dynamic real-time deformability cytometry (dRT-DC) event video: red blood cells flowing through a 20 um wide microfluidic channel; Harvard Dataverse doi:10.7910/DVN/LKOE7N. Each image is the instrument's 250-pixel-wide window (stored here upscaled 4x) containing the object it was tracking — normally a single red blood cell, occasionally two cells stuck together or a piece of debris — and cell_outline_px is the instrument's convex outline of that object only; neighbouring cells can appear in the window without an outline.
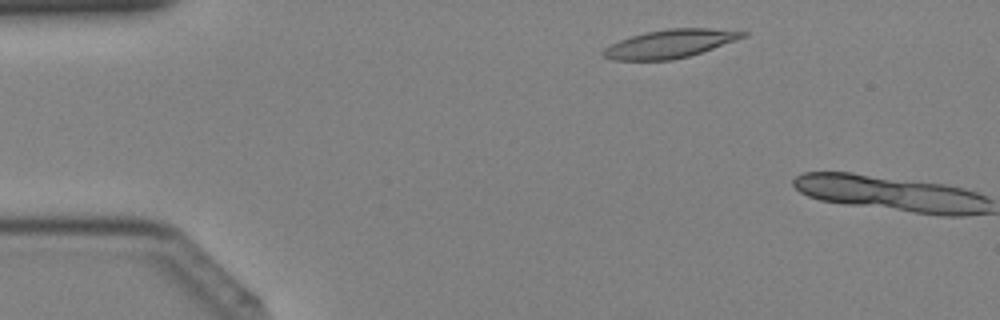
{"species": "Egyptian fruit bat (a non-hibernating species)", "species_latin": "Rousettus aegyptiacus", "temperature_condition": "cold", "stored_images_in_passage": 6, "camera_frame_rate_fps": 3000, "um_per_image_px": 0.085, "animal": {"sex": "female"}, "frame": {"image": 1, "passage_image": 4, "time_ms": 1.0, "image_size_px": [1000, 320], "cell_outline_px": [[748, 32], [744, 36], [712, 48], [688, 56], [672, 60], [612, 60], [604, 56], [600, 52], [604, 48], [620, 40], [644, 32], [668, 28], [708, 28]], "centroid_in_image_um": [56.87, 3.72], "position_along_channel_um": 28.1, "area_um2": 22.6}}